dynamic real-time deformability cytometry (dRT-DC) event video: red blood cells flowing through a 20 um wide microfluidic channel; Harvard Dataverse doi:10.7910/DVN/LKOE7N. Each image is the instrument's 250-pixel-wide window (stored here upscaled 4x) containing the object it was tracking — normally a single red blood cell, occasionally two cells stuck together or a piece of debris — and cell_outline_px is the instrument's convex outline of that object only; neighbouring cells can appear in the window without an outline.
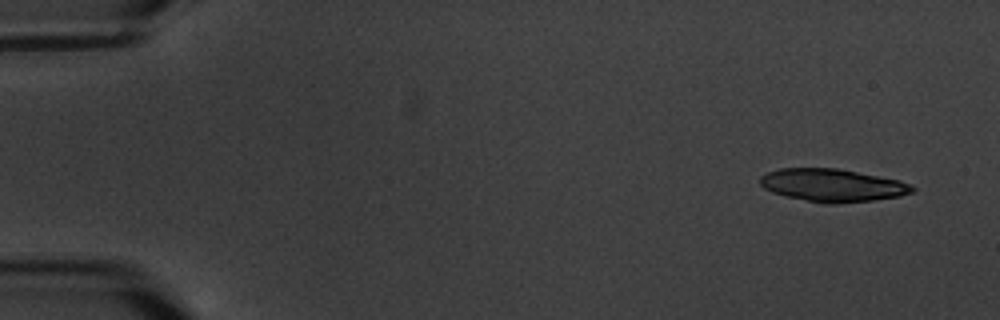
{"species": "common noctule bat (a hibernating species)", "species_latin": "Nyctalus noctula", "temperature_condition": "warm", "stored_images_in_passage": 9, "camera_frame_rate_fps": 3000, "um_per_image_px": 0.085, "animal": {"sex": "male", "body_mass_g": 20.1, "forearm_length_mm": 53.5}, "frame": {"image": 1, "passage_image": 1, "time_ms": 0.0, "image_size_px": [1000, 320], "cell_outline_px": [[916, 188], [912, 192], [900, 196], [872, 200], [836, 204], [824, 204], [788, 196], [772, 192], [764, 188], [760, 184], [760, 176], [768, 172], [780, 168], [836, 168], [900, 180], [912, 184]], "centroid_in_image_um": [70.77, 15.75], "position_along_channel_um": 14.2, "area_um2": 29.02}}